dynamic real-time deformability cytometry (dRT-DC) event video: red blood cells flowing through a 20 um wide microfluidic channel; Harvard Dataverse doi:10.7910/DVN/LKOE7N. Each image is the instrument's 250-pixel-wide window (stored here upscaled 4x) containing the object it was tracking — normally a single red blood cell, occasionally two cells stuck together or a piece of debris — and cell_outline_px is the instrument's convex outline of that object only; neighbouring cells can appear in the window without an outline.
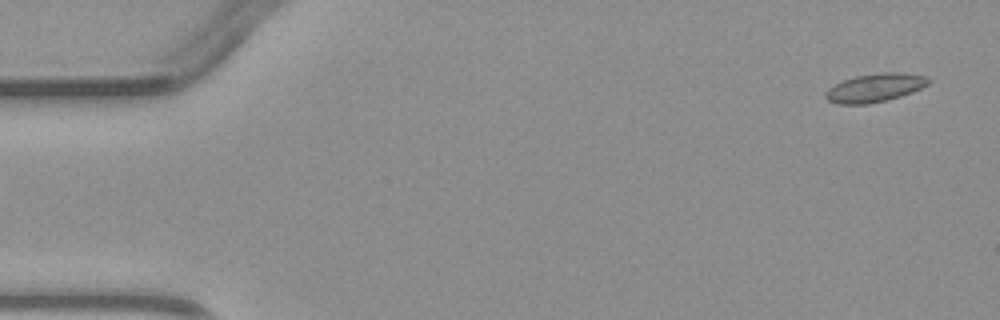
{"species": "common noctule bat (a hibernating species)", "species_latin": "Nyctalus noctula", "temperature_condition": "warm", "stored_images_in_passage": 5, "segment_of_instrument_passage": [1, 2], "camera_frame_rate_fps": 3000, "um_per_image_px": 0.085, "animal": {"sex": "male", "body_mass_g": 23.1, "forearm_length_mm": 52.7}, "frame": {"image": 1, "passage_image": 1, "time_ms": 0.0, "image_size_px": [1000, 320], "cell_outline_px": [[932, 80], [928, 84], [912, 92], [888, 100], [868, 104], [836, 104], [828, 100], [824, 96], [824, 92], [828, 88], [844, 80], [856, 76], [884, 72], [900, 72], [928, 76]], "centroid_in_image_um": [74.38, 7.46], "position_along_channel_um": 10.6, "area_um2": 17.11}}